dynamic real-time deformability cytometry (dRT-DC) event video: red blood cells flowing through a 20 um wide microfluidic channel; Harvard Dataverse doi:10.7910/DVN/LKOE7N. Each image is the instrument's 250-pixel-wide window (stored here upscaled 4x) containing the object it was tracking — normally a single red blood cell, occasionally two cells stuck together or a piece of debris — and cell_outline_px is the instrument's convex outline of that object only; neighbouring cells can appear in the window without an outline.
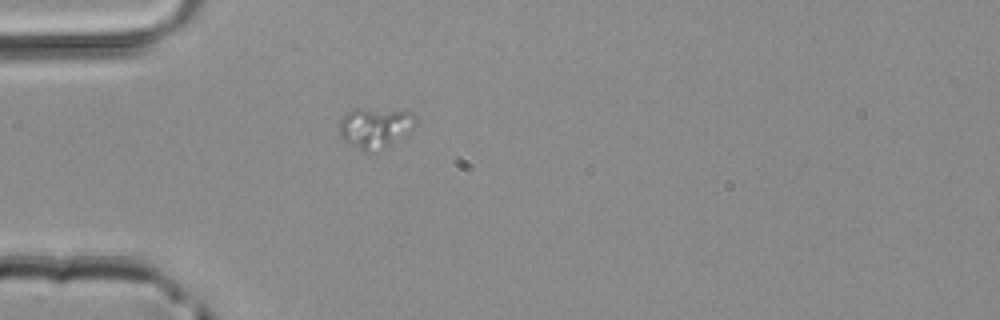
{"species": "common noctule bat (a hibernating species)", "species_latin": "Nyctalus noctula", "temperature_condition": "room temperature", "stored_images_in_passage": 1, "camera_frame_rate_fps": 3000, "um_per_image_px": 0.085, "animal": {"sex": "male", "body_mass_g": 20.4}, "frame": {"image": 1, "passage_image": 1, "time_ms": 0.0, "image_size_px": [1000, 320], "cell_outline_px": [[416, 124], [408, 132], [384, 148], [368, 152], [364, 152], [344, 140], [340, 136], [340, 120], [348, 112], [356, 108], [364, 108], [412, 112], [416, 116]], "centroid_in_image_um": [31.88, 10.84], "position_along_channel_um": 53.1, "area_um2": 17.74}}